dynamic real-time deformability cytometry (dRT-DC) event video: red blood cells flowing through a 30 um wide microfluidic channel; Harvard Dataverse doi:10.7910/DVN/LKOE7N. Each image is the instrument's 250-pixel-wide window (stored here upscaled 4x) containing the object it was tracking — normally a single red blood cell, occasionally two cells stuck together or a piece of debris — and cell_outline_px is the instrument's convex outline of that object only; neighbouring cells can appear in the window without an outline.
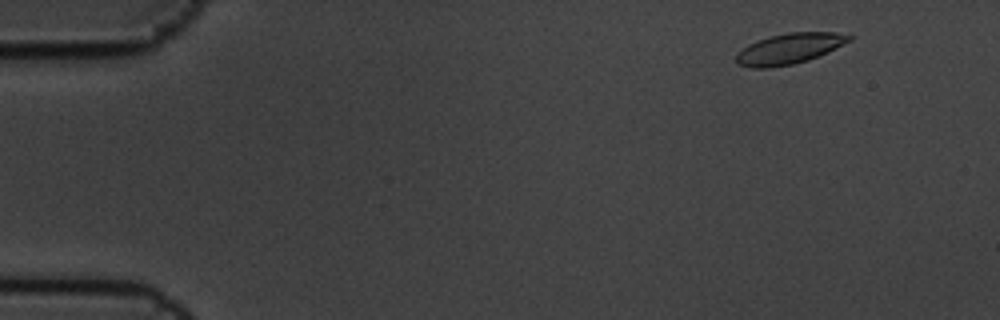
{"species": "common noctule bat (a hibernating species)", "species_latin": "Nyctalus noctula", "temperature_condition": "cold", "stored_images_in_passage": 4, "camera_frame_rate_fps": 3000, "um_per_image_px": 0.085, "animal": {"sex": "male", "body_mass_g": 19.5, "forearm_length_mm": 54.6}, "frame": {"image": 1, "passage_image": 1, "time_ms": 0.0, "image_size_px": [1000, 320], "cell_outline_px": [[852, 40], [808, 60], [792, 64], [768, 68], [752, 68], [736, 64], [736, 56], [748, 44], [756, 40], [768, 36], [788, 32], [836, 32], [852, 36]], "centroid_in_image_um": [67.06, 4.13], "position_along_channel_um": 17.9, "area_um2": 20.0}}